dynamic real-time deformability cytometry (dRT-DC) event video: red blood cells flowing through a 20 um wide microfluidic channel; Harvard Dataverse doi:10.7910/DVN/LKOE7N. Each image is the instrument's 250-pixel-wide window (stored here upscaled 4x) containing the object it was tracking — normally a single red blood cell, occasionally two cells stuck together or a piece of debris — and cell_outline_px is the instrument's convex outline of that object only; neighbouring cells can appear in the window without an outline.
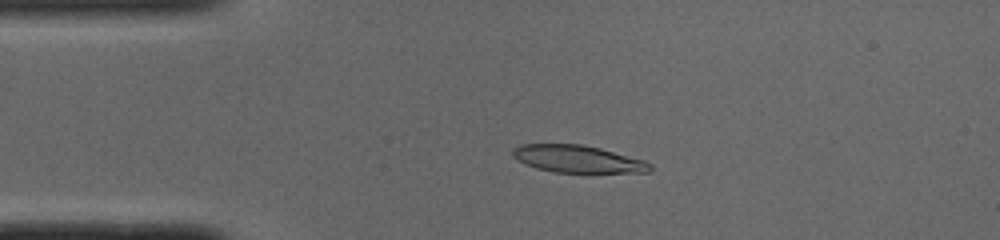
{"species": "common noctule bat (a hibernating species)", "species_latin": "Nyctalus noctula", "temperature_condition": "cold", "stored_images_in_passage": 49, "camera_frame_rate_fps": 3000, "um_per_image_px": 0.085, "animal": {"sex": "male", "body_mass_g": 19.0, "forearm_length_mm": 50.8}, "frame": {"image": 1, "passage_image": 10, "time_ms": 3.0, "image_size_px": [1000, 240], "cell_outline_px": [[652, 172], [556, 172], [536, 168], [524, 164], [512, 156], [512, 148], [520, 144], [580, 144], [600, 148], [644, 160], [652, 164]], "centroid_in_image_um": [49.08, 13.51], "position_along_channel_um": 35.9, "area_um2": 21.85}}
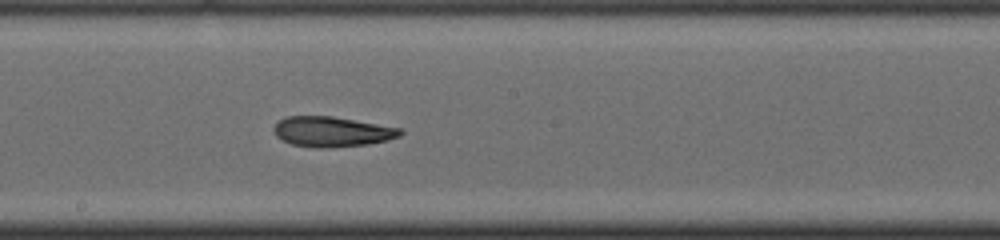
{"frame": {"image": 2, "passage_image": 26, "time_ms": 8.333, "image_size_px": [1000, 240], "cell_outline_px": [[404, 132], [400, 136], [388, 140], [368, 144], [332, 148], [312, 148], [292, 144], [276, 136], [272, 128], [280, 120], [288, 116], [332, 116], [400, 128]], "centroid_in_image_um": [28.22, 11.2], "position_along_channel_um": 220.0, "area_um2": 22.25}}
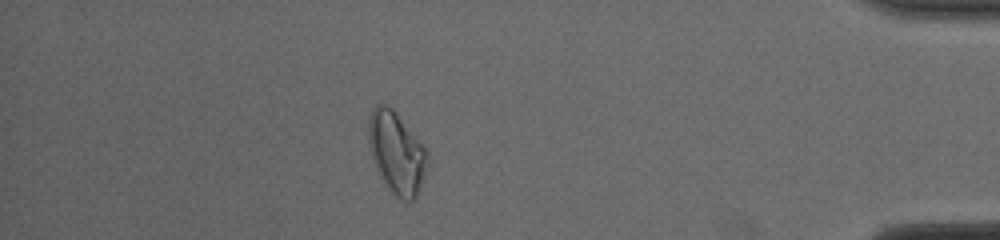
{"frame": {"image": 3, "passage_image": 43, "time_ms": 14.0, "image_size_px": [1000, 240], "cell_outline_px": [[428, 168], [416, 200], [404, 200], [388, 192], [376, 168], [372, 156], [368, 140], [368, 120], [376, 104], [380, 100], [392, 108], [396, 112], [428, 152]], "centroid_in_image_um": [33.71, 13.0], "position_along_channel_um": 401.5, "area_um2": 28.38}, "authors_computed_cell_mechanics": {"area_um2": 22.4842, "velocity_mm_per_s": 4.0032, "shape_relaxation_time_tau1_ms": 6.1004, "shape_relaxation_time_tau2_ms": 3.2445, "deformation_change_tau1": 0.2059, "deformation_change_tau2": 0.1075}}